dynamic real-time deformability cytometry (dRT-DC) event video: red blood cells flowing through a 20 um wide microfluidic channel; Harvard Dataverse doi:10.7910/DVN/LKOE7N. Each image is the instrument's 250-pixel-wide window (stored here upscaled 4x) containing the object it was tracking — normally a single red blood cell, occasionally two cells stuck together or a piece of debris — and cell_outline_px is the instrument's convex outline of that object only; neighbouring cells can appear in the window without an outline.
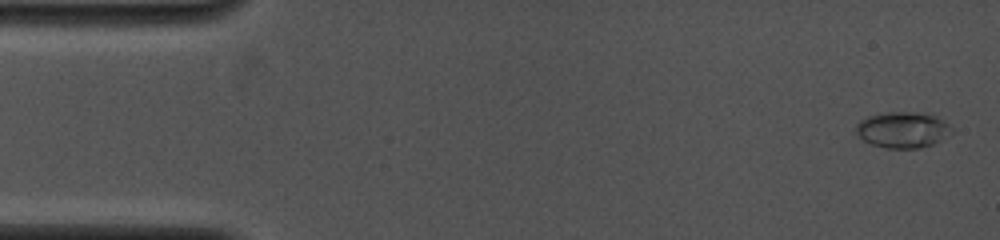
{"species": "common noctule bat (a hibernating species)", "species_latin": "Nyctalus noctula", "temperature_condition": "cold", "stored_images_in_passage": 38, "camera_frame_rate_fps": 4000, "um_per_image_px": 0.085, "animal": {"sex": "female", "body_mass_g": 19.0, "forearm_length_mm": 53.3}, "frame": {"image": 1, "passage_image": 3, "time_ms": 0.25, "image_size_px": [1000, 240], "cell_outline_px": [[952, 132], [940, 140], [932, 144], [920, 148], [884, 148], [872, 144], [864, 140], [856, 132], [856, 124], [860, 120], [868, 116], [888, 112], [928, 112], [944, 120], [952, 128]], "centroid_in_image_um": [76.74, 11.02], "position_along_channel_um": 8.3, "area_um2": 20.11}}
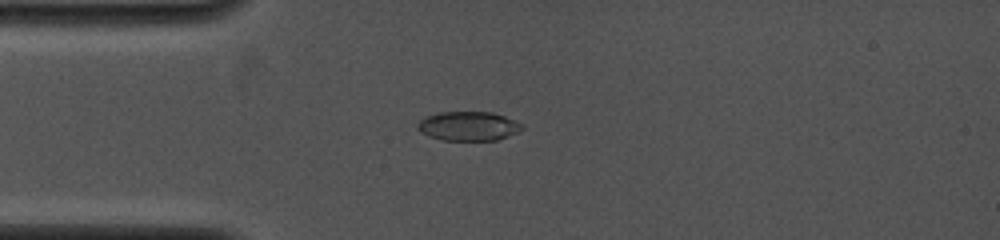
{"frame": {"image": 2, "passage_image": 31, "time_ms": 3.75, "image_size_px": [1000, 240], "cell_outline_px": [[524, 128], [516, 132], [496, 140], [444, 140], [428, 136], [420, 132], [416, 128], [416, 124], [420, 120], [428, 116], [440, 112], [492, 112], [504, 116], [524, 124]], "centroid_in_image_um": [39.79, 10.71], "position_along_channel_um": 45.2, "area_um2": 17.69}}